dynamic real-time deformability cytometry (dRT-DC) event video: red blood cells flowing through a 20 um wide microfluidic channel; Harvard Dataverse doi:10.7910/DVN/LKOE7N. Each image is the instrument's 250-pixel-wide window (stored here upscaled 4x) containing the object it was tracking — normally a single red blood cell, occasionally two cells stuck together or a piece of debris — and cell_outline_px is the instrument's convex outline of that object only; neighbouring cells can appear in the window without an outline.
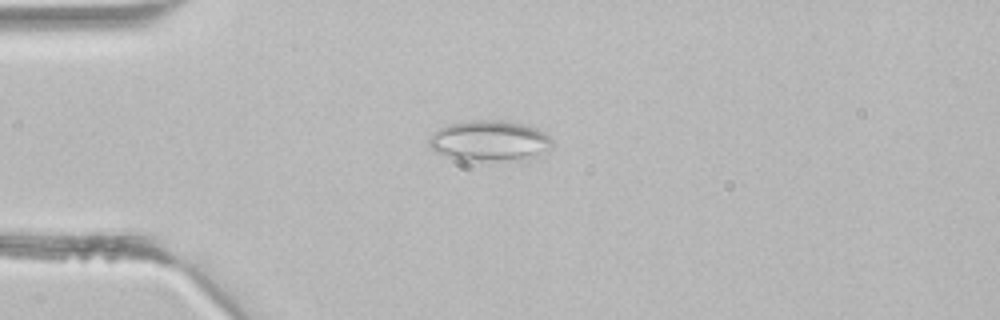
{"species": "common noctule bat (a hibernating species)", "species_latin": "Nyctalus noctula", "temperature_condition": "room temperature", "stored_images_in_passage": 42, "camera_frame_rate_fps": 3000, "um_per_image_px": 0.085, "animal": {"sex": "male", "body_mass_g": 21.5, "forearm_length_mm": 52.0}, "frame": {"image": 1, "passage_image": 10, "time_ms": 3.0, "image_size_px": [1000, 320], "cell_outline_px": [[552, 148], [528, 156], [496, 160], [464, 160], [448, 156], [436, 152], [428, 144], [428, 140], [432, 132], [448, 124], [480, 120], [500, 120], [520, 124], [536, 128], [552, 136]], "centroid_in_image_um": [41.56, 11.94], "position_along_channel_um": 43.4, "area_um2": 28.32}}
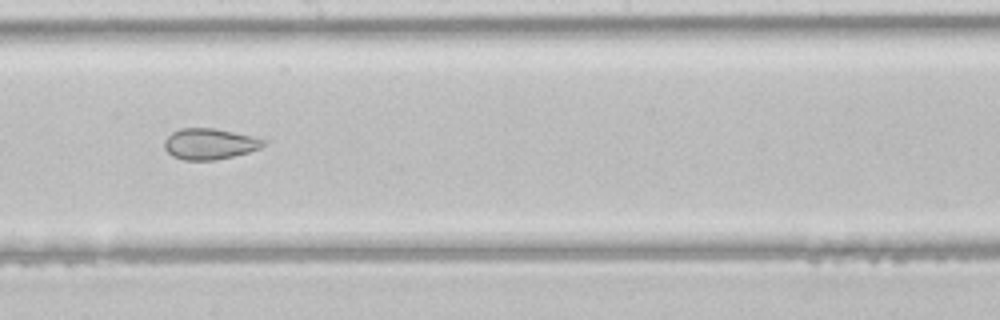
{"frame": {"image": 2, "passage_image": 23, "time_ms": 7.333, "image_size_px": [1000, 320], "cell_outline_px": [[264, 144], [260, 148], [248, 152], [216, 160], [184, 160], [172, 156], [164, 148], [164, 140], [172, 132], [180, 128], [216, 128], [264, 140]], "centroid_in_image_um": [17.74, 12.23], "position_along_channel_um": 230.5, "area_um2": 17.63}}
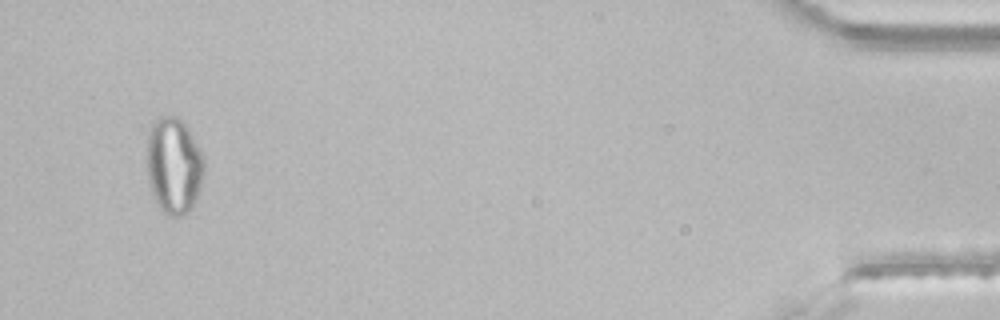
{"frame": {"image": 3, "passage_image": 40, "time_ms": 13.0, "image_size_px": [1000, 320], "cell_outline_px": [[204, 168], [200, 184], [192, 208], [184, 216], [168, 216], [160, 212], [152, 196], [148, 184], [144, 160], [148, 136], [152, 124], [160, 116], [176, 116], [184, 120], [204, 156]], "centroid_in_image_um": [14.72, 14.09], "position_along_channel_um": 420.5, "area_um2": 33.12}}